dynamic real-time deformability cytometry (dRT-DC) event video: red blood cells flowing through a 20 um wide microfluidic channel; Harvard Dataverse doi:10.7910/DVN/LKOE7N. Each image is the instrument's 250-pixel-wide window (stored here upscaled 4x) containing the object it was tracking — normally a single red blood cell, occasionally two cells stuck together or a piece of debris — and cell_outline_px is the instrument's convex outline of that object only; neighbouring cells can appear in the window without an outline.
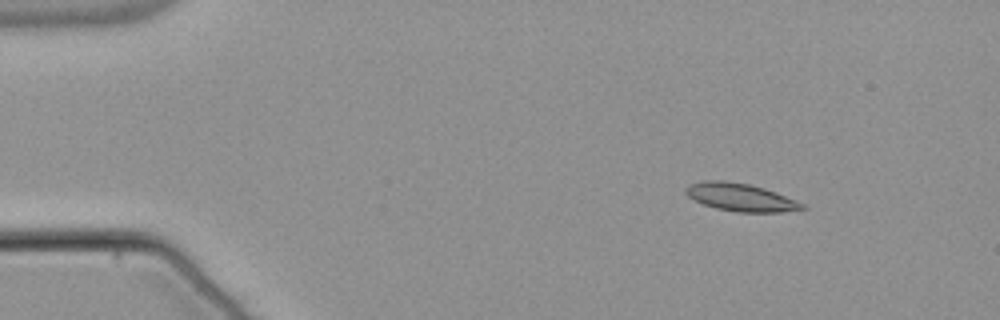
{"species": "common noctule bat (a hibernating species)", "species_latin": "Nyctalus noctula", "temperature_condition": "warm", "stored_images_in_passage": 54, "camera_frame_rate_fps": 3000, "um_per_image_px": 0.085, "animal": {"sex": "male", "body_mass_g": 21.5, "forearm_length_mm": 52.0}, "frame": {"image": 1, "passage_image": 7, "time_ms": 2.0, "image_size_px": [1000, 320], "cell_outline_px": [[808, 208], [780, 212], [736, 212], [716, 208], [704, 204], [688, 196], [684, 192], [684, 188], [688, 184], [704, 180], [724, 180], [748, 184], [764, 188], [776, 192], [796, 200], [804, 204]], "centroid_in_image_um": [62.93, 16.76], "position_along_channel_um": 22.1, "area_um2": 18.9}}
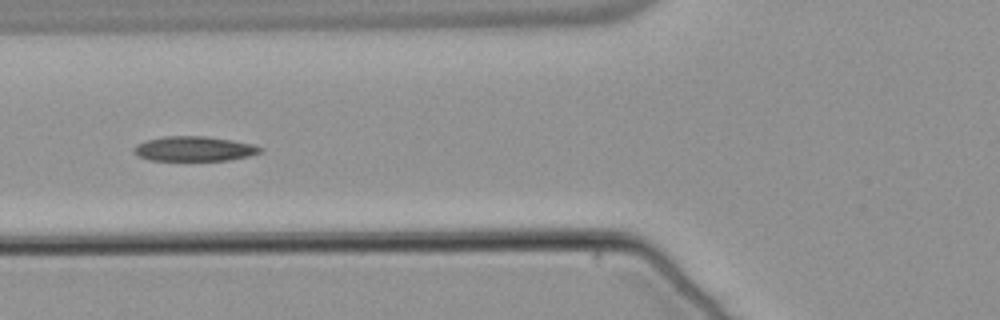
{"frame": {"image": 2, "passage_image": 21, "time_ms": 6.667, "image_size_px": [1000, 320], "cell_outline_px": [[264, 148], [260, 152], [248, 156], [228, 160], [148, 160], [136, 156], [132, 152], [132, 148], [136, 144], [148, 140], [164, 136], [204, 136], [232, 140], [252, 144]], "centroid_in_image_um": [16.45, 12.65], "position_along_channel_um": 109.4, "area_um2": 18.26}}
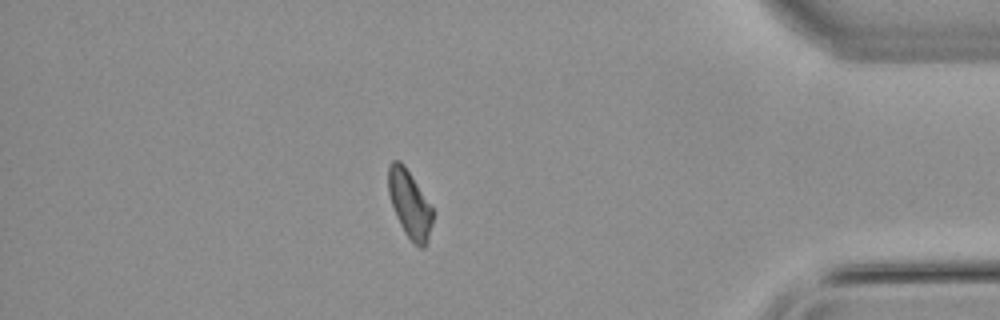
{"frame": {"image": 3, "passage_image": 47, "time_ms": 15.333, "image_size_px": [1000, 320], "cell_outline_px": [[432, 224], [424, 248], [420, 248], [404, 232], [396, 216], [388, 192], [388, 164], [392, 160], [400, 160], [404, 164], [432, 208]], "centroid_in_image_um": [34.79, 17.3], "position_along_channel_um": 400.4, "area_um2": 17.05}, "authors_computed_cell_mechanics": {"area_um2": 18.2648, "velocity_mm_per_s": 3.7941, "shape_relaxation_time_tau1_ms": 11.1608, "shape_relaxation_time_tau2_ms": null, "deformation_change_tau1": 0.2274, "deformation_change_tau2": null}}